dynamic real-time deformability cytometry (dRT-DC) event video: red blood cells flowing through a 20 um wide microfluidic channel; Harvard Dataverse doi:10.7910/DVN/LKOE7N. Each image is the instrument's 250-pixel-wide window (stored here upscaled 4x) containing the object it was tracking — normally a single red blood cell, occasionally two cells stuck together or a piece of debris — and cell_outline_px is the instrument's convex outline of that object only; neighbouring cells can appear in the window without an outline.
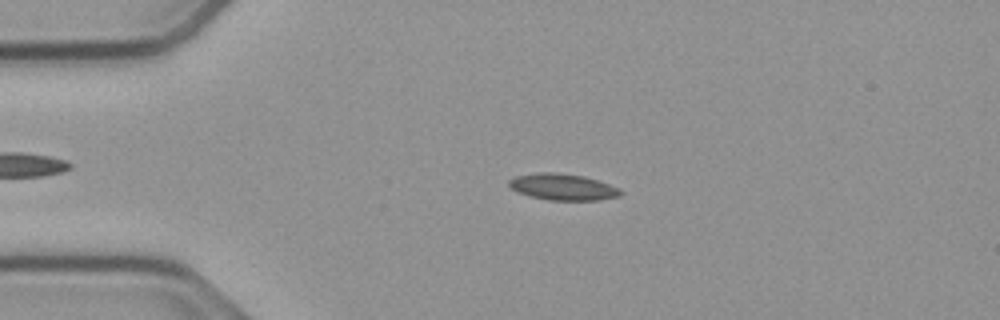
{"species": "common noctule bat (a hibernating species)", "species_latin": "Nyctalus noctula", "temperature_condition": "cold", "stored_images_in_passage": 54, "camera_frame_rate_fps": 3000, "um_per_image_px": 0.085, "animal": {"sex": "male", "body_mass_g": 23.1, "forearm_length_mm": 52.7}, "frame": {"image": 1, "passage_image": 12, "time_ms": 3.667, "image_size_px": [1000, 320], "cell_outline_px": [[624, 192], [620, 196], [600, 200], [548, 200], [528, 196], [516, 192], [508, 184], [508, 180], [516, 176], [540, 172], [552, 172], [584, 176], [620, 188]], "centroid_in_image_um": [47.84, 15.9], "position_along_channel_um": 37.2, "area_um2": 17.22}}
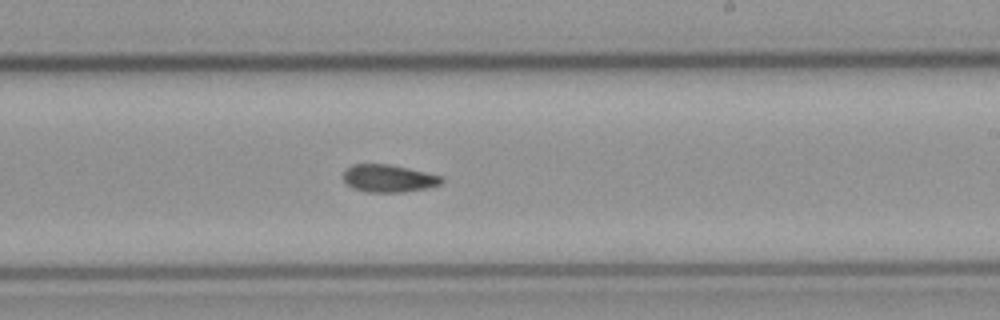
{"frame": {"image": 2, "passage_image": 32, "time_ms": 10.333, "image_size_px": [1000, 320], "cell_outline_px": [[444, 180], [440, 184], [424, 188], [404, 192], [368, 192], [352, 188], [344, 184], [344, 168], [352, 164], [388, 164], [408, 168], [440, 176]], "centroid_in_image_um": [32.95, 15.16], "position_along_channel_um": 256.0, "area_um2": 15.72}}
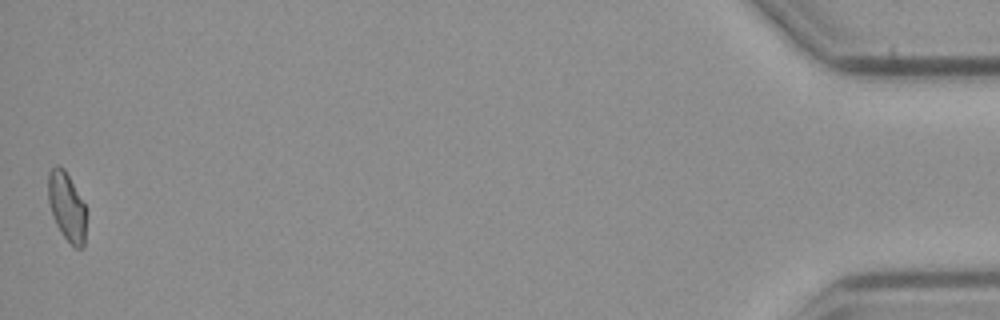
{"frame": {"image": 3, "passage_image": 54, "time_ms": 17.667, "image_size_px": [1000, 320], "cell_outline_px": [[84, 248], [76, 248], [64, 236], [56, 224], [52, 216], [48, 200], [48, 172], [56, 164], [64, 168], [84, 204]], "centroid_in_image_um": [5.63, 17.53], "position_along_channel_um": 429.6, "area_um2": 14.8}}